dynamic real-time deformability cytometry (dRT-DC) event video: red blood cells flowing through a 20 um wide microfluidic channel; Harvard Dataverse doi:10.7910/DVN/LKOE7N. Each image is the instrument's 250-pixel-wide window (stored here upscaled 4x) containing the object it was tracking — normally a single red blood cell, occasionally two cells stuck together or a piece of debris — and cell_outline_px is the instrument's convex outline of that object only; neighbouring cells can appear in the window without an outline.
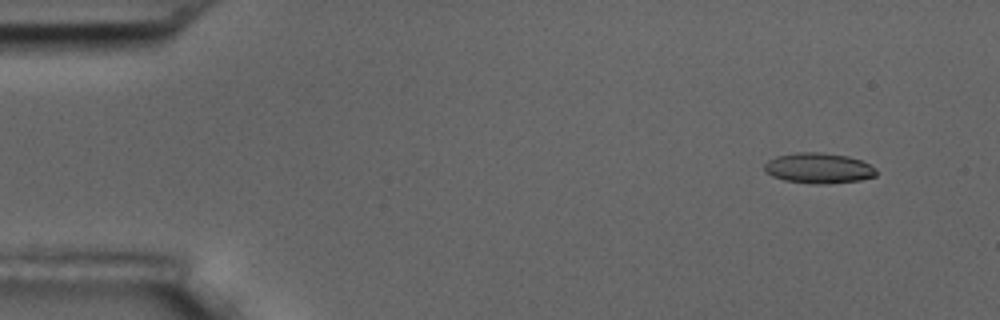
{"species": "common noctule bat (a hibernating species)", "species_latin": "Nyctalus noctula", "temperature_condition": "room temperature", "stored_images_in_passage": 5, "camera_frame_rate_fps": 3000, "um_per_image_px": 0.085, "animal": {"sex": "male", "body_mass_g": 17.5, "forearm_length_mm": 52.3}, "frame": {"image": 1, "passage_image": 1, "time_ms": 0.0, "image_size_px": [1000, 320], "cell_outline_px": [[876, 176], [860, 180], [824, 184], [812, 184], [784, 180], [772, 176], [764, 172], [764, 164], [768, 160], [776, 156], [796, 152], [820, 152], [848, 156], [860, 160], [876, 168]], "centroid_in_image_um": [69.55, 14.29], "position_along_channel_um": 15.5, "area_um2": 19.94}}